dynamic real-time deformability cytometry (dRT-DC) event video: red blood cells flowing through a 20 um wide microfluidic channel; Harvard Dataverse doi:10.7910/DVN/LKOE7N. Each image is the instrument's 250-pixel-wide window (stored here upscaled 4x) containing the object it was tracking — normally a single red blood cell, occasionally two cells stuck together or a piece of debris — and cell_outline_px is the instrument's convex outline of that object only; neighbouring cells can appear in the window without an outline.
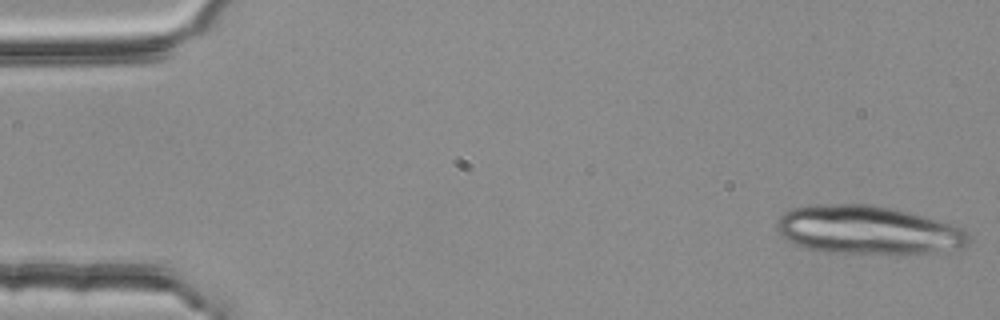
{"species": "common noctule bat (a hibernating species)", "species_latin": "Nyctalus noctula", "temperature_condition": "room temperature", "stored_images_in_passage": 26, "camera_frame_rate_fps": 3000, "um_per_image_px": 0.085, "animal": {"sex": "female", "body_mass_g": 25.1}, "frame": {"image": 1, "passage_image": 1, "time_ms": 0.0, "image_size_px": [1000, 320], "cell_outline_px": [[968, 244], [960, 248], [916, 256], [828, 252], [804, 248], [788, 240], [776, 228], [776, 224], [780, 216], [784, 212], [792, 208], [812, 204], [872, 204], [892, 208], [908, 212], [952, 224], [968, 232]], "centroid_in_image_um": [73.8, 19.58], "position_along_channel_um": 11.2, "area_um2": 55.08}}